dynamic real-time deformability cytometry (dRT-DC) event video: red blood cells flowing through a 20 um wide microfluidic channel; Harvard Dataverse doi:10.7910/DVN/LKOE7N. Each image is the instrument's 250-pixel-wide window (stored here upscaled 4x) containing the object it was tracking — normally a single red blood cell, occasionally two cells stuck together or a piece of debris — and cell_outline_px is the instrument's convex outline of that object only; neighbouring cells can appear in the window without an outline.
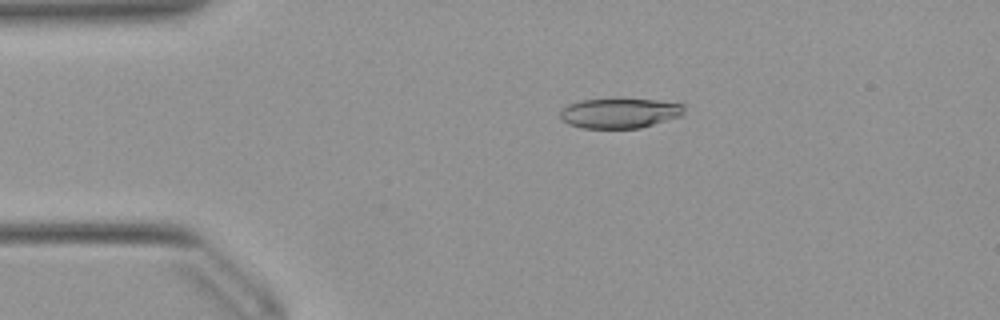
{"species": "Egyptian fruit bat (a non-hibernating species)", "species_latin": "Rousettus aegyptiacus", "temperature_condition": "warm", "stored_images_in_passage": 51, "camera_frame_rate_fps": 3000, "um_per_image_px": 0.085, "animal": {"sex": "female"}, "frame": {"image": 1, "passage_image": 10, "time_ms": 3.0, "image_size_px": [1000, 320], "cell_outline_px": [[684, 116], [640, 128], [580, 128], [568, 124], [560, 120], [560, 112], [568, 104], [580, 100], [656, 100], [684, 104]], "centroid_in_image_um": [52.69, 9.64], "position_along_channel_um": 32.3, "area_um2": 21.62}}
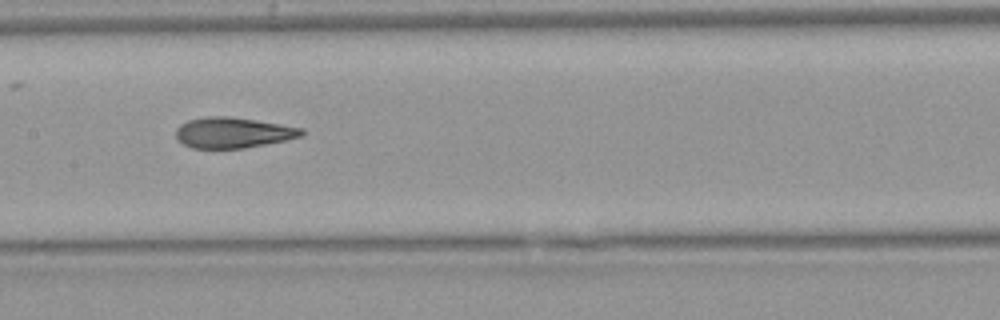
{"frame": {"image": 2, "passage_image": 25, "time_ms": 8.0, "image_size_px": [1000, 320], "cell_outline_px": [[304, 136], [244, 148], [192, 148], [176, 140], [176, 128], [180, 124], [188, 120], [208, 116], [228, 116], [256, 120], [304, 128]], "centroid_in_image_um": [19.79, 11.27], "position_along_channel_um": 187.6, "area_um2": 22.43}}
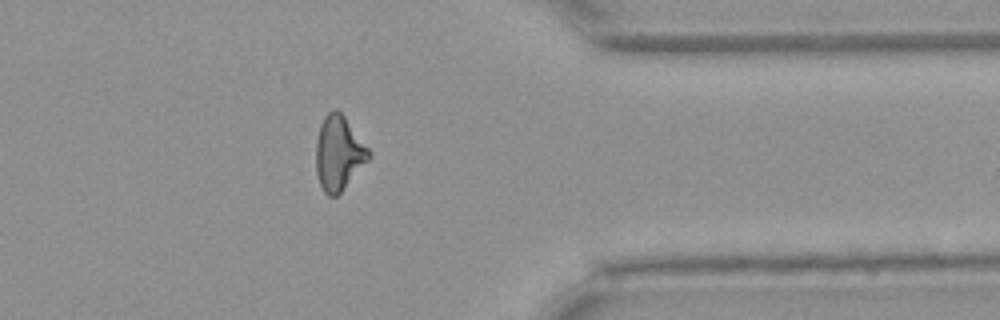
{"frame": {"image": 3, "passage_image": 41, "time_ms": 13.333, "image_size_px": [1000, 320], "cell_outline_px": [[372, 156], [340, 192], [336, 196], [328, 196], [324, 192], [320, 184], [316, 172], [316, 140], [320, 124], [324, 116], [332, 108], [336, 108], [344, 116], [372, 152]], "centroid_in_image_um": [28.78, 12.99], "position_along_channel_um": 382.6, "area_um2": 22.89}, "authors_computed_cell_mechanics": {"area_um2": 22.8888, "velocity_mm_per_s": 3.9292, "shape_relaxation_time_tau1_ms": null, "shape_relaxation_time_tau2_ms": 1.8339, "deformation_change_tau1": null, "deformation_change_tau2": 0.0927}}